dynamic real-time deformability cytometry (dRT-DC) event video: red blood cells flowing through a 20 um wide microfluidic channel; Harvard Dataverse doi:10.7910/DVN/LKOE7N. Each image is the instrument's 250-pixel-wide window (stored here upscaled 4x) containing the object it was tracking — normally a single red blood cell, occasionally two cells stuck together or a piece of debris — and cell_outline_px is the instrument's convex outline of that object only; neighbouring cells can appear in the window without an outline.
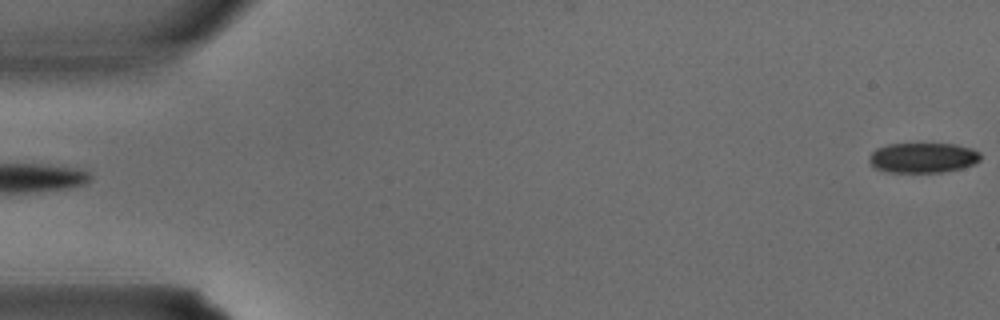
{"species": "common noctule bat (a hibernating species)", "species_latin": "Nyctalus noctula", "temperature_condition": "warm", "stored_images_in_passage": 2, "segment_of_instrument_passage": [2, 2], "camera_frame_rate_fps": 3000, "um_per_image_px": 0.085, "animal": {"sex": "male", "body_mass_g": 15.6}, "frame": {"image": 1, "passage_image": 2, "time_ms": 0.333, "image_size_px": [1000, 320], "cell_outline_px": [[980, 160], [972, 164], [960, 168], [944, 172], [888, 172], [876, 168], [868, 160], [872, 152], [876, 148], [888, 144], [956, 144], [972, 148], [980, 152]], "centroid_in_image_um": [78.45, 13.4], "position_along_channel_um": 6.5, "area_um2": 19.42}}